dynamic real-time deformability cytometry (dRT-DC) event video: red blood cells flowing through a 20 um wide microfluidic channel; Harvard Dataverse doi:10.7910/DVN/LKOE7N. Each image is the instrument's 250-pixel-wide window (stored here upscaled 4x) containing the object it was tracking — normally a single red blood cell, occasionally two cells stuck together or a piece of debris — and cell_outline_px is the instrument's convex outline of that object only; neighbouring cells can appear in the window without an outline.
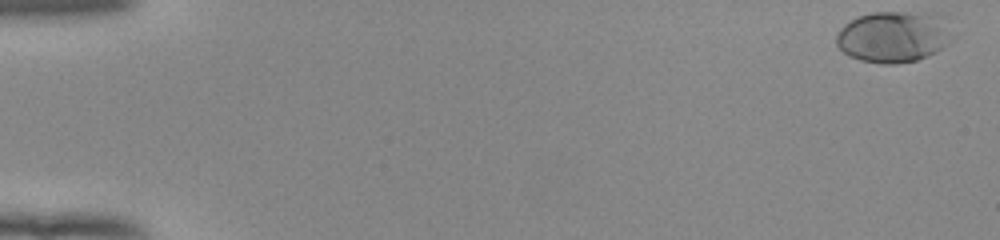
{"species": "human", "species_latin": "Homo sapiens", "temperature_condition": "room temperature", "stored_images_in_passage": 53, "camera_frame_rate_fps": 3000, "um_per_image_px": 0.085, "donor": {"sex": "female"}, "frame": {"image": 1, "passage_image": 1, "time_ms": 0.0, "image_size_px": [1000, 240], "cell_outline_px": [[956, 36], [948, 44], [936, 52], [928, 56], [916, 60], [896, 64], [880, 64], [860, 60], [848, 56], [836, 44], [836, 32], [844, 24], [860, 16], [872, 12], [936, 12], [944, 16]], "centroid_in_image_um": [76.02, 3.11], "position_along_channel_um": 9.0, "area_um2": 35.55}}
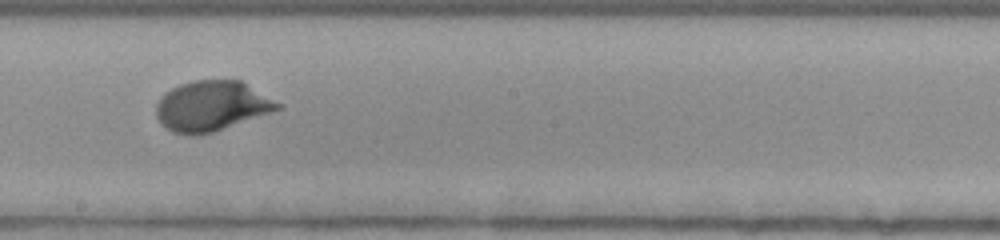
{"frame": {"image": 2, "passage_image": 31, "time_ms": 10.0, "image_size_px": [1000, 240], "cell_outline_px": [[284, 108], [212, 132], [196, 136], [192, 136], [172, 132], [164, 128], [160, 124], [156, 116], [156, 104], [160, 96], [164, 92], [180, 84], [196, 80], [244, 80], [284, 104]], "centroid_in_image_um": [18.02, 9.0], "position_along_channel_um": 230.2, "area_um2": 36.24}}
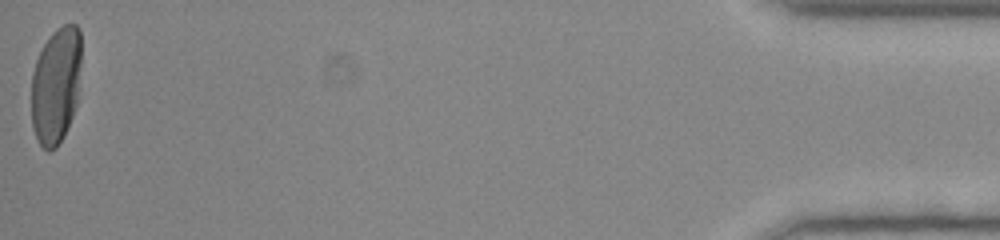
{"frame": {"image": 3, "passage_image": 53, "time_ms": 17.333, "image_size_px": [1000, 240], "cell_outline_px": [[80, 64], [76, 104], [72, 116], [64, 136], [56, 148], [48, 152], [40, 144], [32, 128], [32, 72], [36, 60], [44, 44], [52, 32], [56, 28], [64, 24], [76, 24], [80, 28]], "centroid_in_image_um": [4.75, 7.25], "position_along_channel_um": 430.5, "area_um2": 33.87}, "authors_computed_cell_mechanics": {"area_um2": 33.9864, "velocity_mm_per_s": 3.9249, "shape_relaxation_time_tau1_ms": 2.5829, "shape_relaxation_time_tau2_ms": null, "deformation_change_tau1": 0.15, "deformation_change_tau2": null}}